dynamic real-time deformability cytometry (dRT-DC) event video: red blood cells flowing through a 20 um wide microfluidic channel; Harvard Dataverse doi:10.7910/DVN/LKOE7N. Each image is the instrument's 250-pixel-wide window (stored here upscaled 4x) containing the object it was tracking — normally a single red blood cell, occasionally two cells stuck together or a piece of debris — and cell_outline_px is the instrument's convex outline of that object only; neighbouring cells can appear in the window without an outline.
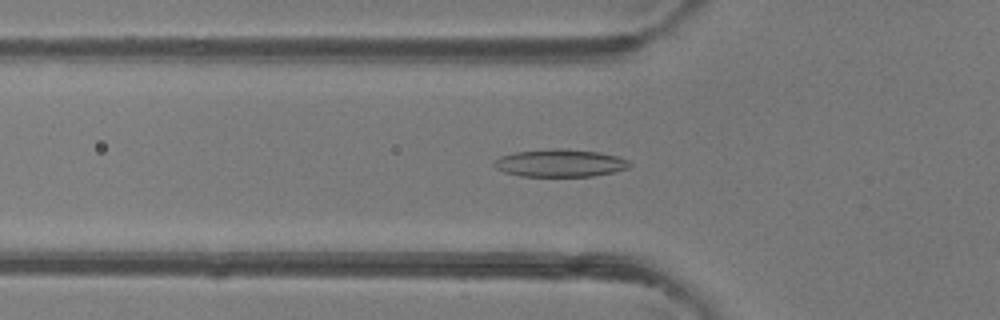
{"species": "common noctule bat (a hibernating species)", "species_latin": "Nyctalus noctula", "temperature_condition": "room temperature", "stored_images_in_passage": 36, "camera_frame_rate_fps": 3000, "um_per_image_px": 0.085, "animal": {"sex": "female"}, "frame": {"image": 1, "passage_image": 6, "time_ms": 1.667, "image_size_px": [1000, 320], "cell_outline_px": [[632, 164], [628, 168], [612, 172], [592, 176], [520, 176], [504, 172], [496, 168], [492, 164], [500, 156], [516, 152], [552, 148], [560, 148], [596, 152], [616, 156], [628, 160]], "centroid_in_image_um": [47.58, 13.86], "position_along_channel_um": 78.2, "area_um2": 21.62}}
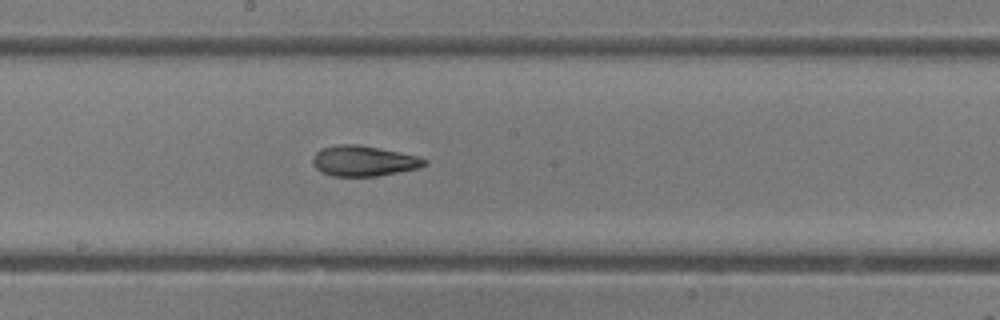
{"frame": {"image": 2, "passage_image": 16, "time_ms": 5.0, "image_size_px": [1000, 320], "cell_outline_px": [[428, 164], [420, 168], [376, 176], [332, 176], [320, 172], [312, 164], [312, 156], [320, 148], [336, 144], [360, 144], [420, 156], [428, 160]], "centroid_in_image_um": [30.91, 13.67], "position_along_channel_um": 217.3, "area_um2": 20.23}}
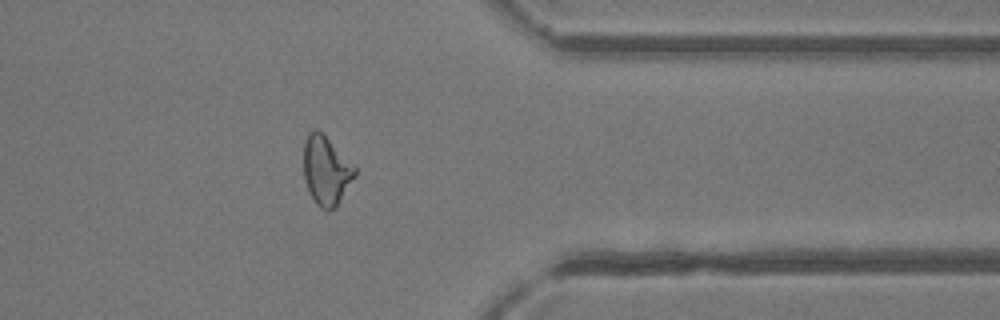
{"frame": {"image": 3, "passage_image": 29, "time_ms": 9.333, "image_size_px": [1000, 320], "cell_outline_px": [[356, 176], [336, 208], [328, 212], [320, 208], [316, 204], [308, 192], [304, 180], [304, 140], [308, 132], [316, 128], [356, 168]], "centroid_in_image_um": [27.7, 14.56], "position_along_channel_um": 383.7, "area_um2": 20.58}}